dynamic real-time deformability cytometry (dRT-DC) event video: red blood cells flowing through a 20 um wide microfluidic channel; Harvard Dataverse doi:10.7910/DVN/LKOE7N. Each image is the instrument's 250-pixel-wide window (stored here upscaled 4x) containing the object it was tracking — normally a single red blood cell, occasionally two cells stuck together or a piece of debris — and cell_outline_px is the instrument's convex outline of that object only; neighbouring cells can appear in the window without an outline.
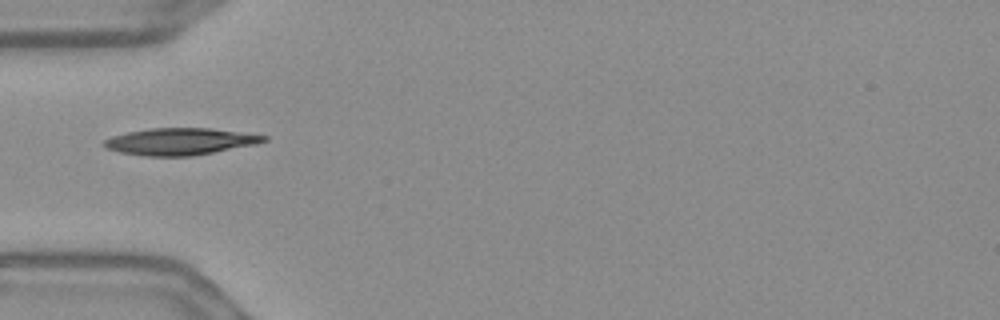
{"species": "Egyptian fruit bat (a non-hibernating species)", "species_latin": "Rousettus aegyptiacus", "temperature_condition": "warm", "stored_images_in_passage": 39, "camera_frame_rate_fps": 3000, "um_per_image_px": 0.085, "frame": {"image": 1, "passage_image": 1, "time_ms": 0.0, "image_size_px": [1000, 320], "cell_outline_px": [[268, 140], [256, 144], [192, 156], [144, 156], [120, 152], [104, 148], [100, 144], [104, 140], [112, 136], [128, 132], [152, 128], [208, 128], [268, 136]], "centroid_in_image_um": [15.25, 12.03], "position_along_channel_um": 69.7, "area_um2": 24.91}}
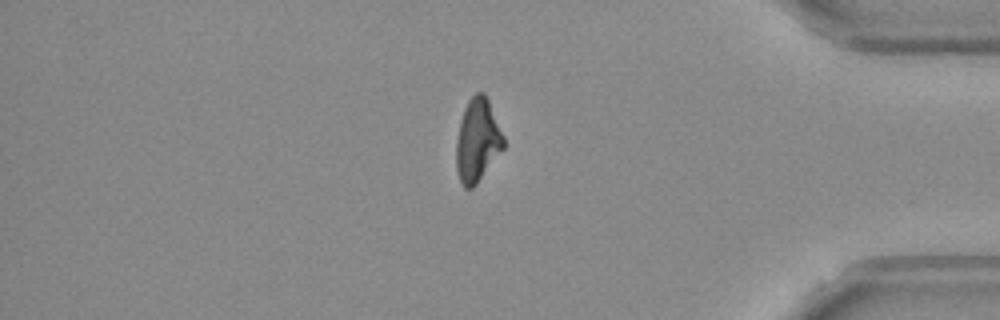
{"frame": {"image": 2, "passage_image": 30, "time_ms": 9.667, "image_size_px": [1000, 320], "cell_outline_px": [[504, 148], [476, 184], [472, 188], [464, 188], [460, 180], [456, 168], [456, 140], [460, 120], [464, 108], [468, 100], [476, 92], [484, 92], [488, 100], [504, 136]], "centroid_in_image_um": [40.57, 11.92], "position_along_channel_um": 394.6, "area_um2": 22.83}}
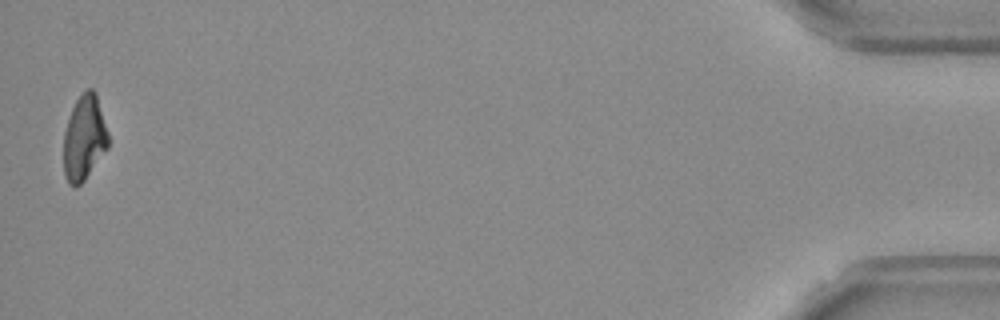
{"frame": {"image": 3, "passage_image": 38, "time_ms": 12.333, "image_size_px": [1000, 320], "cell_outline_px": [[108, 148], [84, 180], [80, 184], [68, 184], [64, 176], [64, 132], [72, 108], [76, 100], [88, 88], [92, 88], [96, 92], [108, 132]], "centroid_in_image_um": [7.16, 11.71], "position_along_channel_um": 428.0, "area_um2": 21.91}, "authors_computed_cell_mechanics": {"area_um2": 23.8136, "velocity_mm_per_s": 3.6548, "shape_relaxation_time_tau1_ms": 6.4154, "shape_relaxation_time_tau2_ms": 2.3017, "deformation_change_tau1": 0.2102, "deformation_change_tau2": 0.0864}}